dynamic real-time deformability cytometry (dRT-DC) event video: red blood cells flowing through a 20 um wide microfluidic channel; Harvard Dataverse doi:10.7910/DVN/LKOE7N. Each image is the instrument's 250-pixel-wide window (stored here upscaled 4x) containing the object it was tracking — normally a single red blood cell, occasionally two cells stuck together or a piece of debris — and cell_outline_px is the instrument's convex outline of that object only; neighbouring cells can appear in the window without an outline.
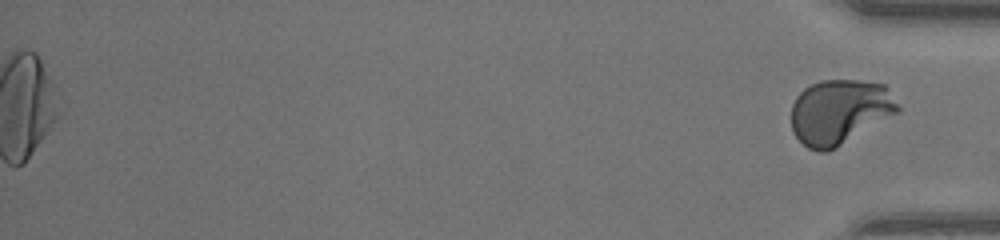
{"species": "human", "species_latin": "Homo sapiens", "temperature_condition": "warm", "stored_images_in_passage": 48, "segment_of_instrument_passage": [2, 2], "camera_frame_rate_fps": 3000, "um_per_image_px": 0.085, "donor": {"sex": "male"}, "frame": {"image": 1, "passage_image": 48, "time_ms": 15.667, "image_size_px": [1000, 240], "cell_outline_px": [[900, 112], [836, 148], [828, 152], [820, 152], [808, 148], [792, 132], [792, 104], [796, 96], [804, 88], [820, 80], [860, 80], [884, 84], [900, 108]], "centroid_in_image_um": [71.37, 9.51], "position_along_channel_um": 363.8, "area_um2": 40.4}}